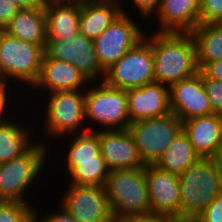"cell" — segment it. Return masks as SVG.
I'll return each mask as SVG.
<instances>
[{
  "mask_svg": "<svg viewBox=\"0 0 222 222\" xmlns=\"http://www.w3.org/2000/svg\"><path fill=\"white\" fill-rule=\"evenodd\" d=\"M145 177L151 212L180 218L181 191L178 176L154 164H146Z\"/></svg>",
  "mask_w": 222,
  "mask_h": 222,
  "instance_id": "cell-13",
  "label": "cell"
},
{
  "mask_svg": "<svg viewBox=\"0 0 222 222\" xmlns=\"http://www.w3.org/2000/svg\"><path fill=\"white\" fill-rule=\"evenodd\" d=\"M104 187L114 221L151 212L145 166L110 171Z\"/></svg>",
  "mask_w": 222,
  "mask_h": 222,
  "instance_id": "cell-4",
  "label": "cell"
},
{
  "mask_svg": "<svg viewBox=\"0 0 222 222\" xmlns=\"http://www.w3.org/2000/svg\"><path fill=\"white\" fill-rule=\"evenodd\" d=\"M32 222H41V220L39 219V217L36 215L33 219Z\"/></svg>",
  "mask_w": 222,
  "mask_h": 222,
  "instance_id": "cell-41",
  "label": "cell"
},
{
  "mask_svg": "<svg viewBox=\"0 0 222 222\" xmlns=\"http://www.w3.org/2000/svg\"><path fill=\"white\" fill-rule=\"evenodd\" d=\"M164 222H183V218L168 217Z\"/></svg>",
  "mask_w": 222,
  "mask_h": 222,
  "instance_id": "cell-40",
  "label": "cell"
},
{
  "mask_svg": "<svg viewBox=\"0 0 222 222\" xmlns=\"http://www.w3.org/2000/svg\"><path fill=\"white\" fill-rule=\"evenodd\" d=\"M71 136V138H70ZM69 146L63 161L97 160L100 153L99 130L68 135Z\"/></svg>",
  "mask_w": 222,
  "mask_h": 222,
  "instance_id": "cell-27",
  "label": "cell"
},
{
  "mask_svg": "<svg viewBox=\"0 0 222 222\" xmlns=\"http://www.w3.org/2000/svg\"><path fill=\"white\" fill-rule=\"evenodd\" d=\"M100 152L110 171L146 166L132 134L126 130H99Z\"/></svg>",
  "mask_w": 222,
  "mask_h": 222,
  "instance_id": "cell-15",
  "label": "cell"
},
{
  "mask_svg": "<svg viewBox=\"0 0 222 222\" xmlns=\"http://www.w3.org/2000/svg\"><path fill=\"white\" fill-rule=\"evenodd\" d=\"M201 0H161L156 11L158 32H191L199 24ZM158 19V20H157Z\"/></svg>",
  "mask_w": 222,
  "mask_h": 222,
  "instance_id": "cell-19",
  "label": "cell"
},
{
  "mask_svg": "<svg viewBox=\"0 0 222 222\" xmlns=\"http://www.w3.org/2000/svg\"><path fill=\"white\" fill-rule=\"evenodd\" d=\"M20 8L45 6L46 0H13Z\"/></svg>",
  "mask_w": 222,
  "mask_h": 222,
  "instance_id": "cell-39",
  "label": "cell"
},
{
  "mask_svg": "<svg viewBox=\"0 0 222 222\" xmlns=\"http://www.w3.org/2000/svg\"><path fill=\"white\" fill-rule=\"evenodd\" d=\"M153 64L152 46L143 38L105 71L104 81L124 90L154 83Z\"/></svg>",
  "mask_w": 222,
  "mask_h": 222,
  "instance_id": "cell-9",
  "label": "cell"
},
{
  "mask_svg": "<svg viewBox=\"0 0 222 222\" xmlns=\"http://www.w3.org/2000/svg\"><path fill=\"white\" fill-rule=\"evenodd\" d=\"M34 204L0 201V222H32L36 216Z\"/></svg>",
  "mask_w": 222,
  "mask_h": 222,
  "instance_id": "cell-28",
  "label": "cell"
},
{
  "mask_svg": "<svg viewBox=\"0 0 222 222\" xmlns=\"http://www.w3.org/2000/svg\"><path fill=\"white\" fill-rule=\"evenodd\" d=\"M69 184L104 186L110 173L101 152L97 160L64 161Z\"/></svg>",
  "mask_w": 222,
  "mask_h": 222,
  "instance_id": "cell-26",
  "label": "cell"
},
{
  "mask_svg": "<svg viewBox=\"0 0 222 222\" xmlns=\"http://www.w3.org/2000/svg\"><path fill=\"white\" fill-rule=\"evenodd\" d=\"M128 116L131 122L160 117L170 113L169 87L151 83L126 90Z\"/></svg>",
  "mask_w": 222,
  "mask_h": 222,
  "instance_id": "cell-17",
  "label": "cell"
},
{
  "mask_svg": "<svg viewBox=\"0 0 222 222\" xmlns=\"http://www.w3.org/2000/svg\"><path fill=\"white\" fill-rule=\"evenodd\" d=\"M170 111L182 122L212 114L200 71L169 88Z\"/></svg>",
  "mask_w": 222,
  "mask_h": 222,
  "instance_id": "cell-14",
  "label": "cell"
},
{
  "mask_svg": "<svg viewBox=\"0 0 222 222\" xmlns=\"http://www.w3.org/2000/svg\"><path fill=\"white\" fill-rule=\"evenodd\" d=\"M44 107V144L87 131L85 122V90L58 91L47 94ZM85 125V126H84ZM84 127V128H83ZM67 134V135H66ZM57 137V138H56ZM47 139V140H45ZM47 141V142H46ZM46 142V143H45Z\"/></svg>",
  "mask_w": 222,
  "mask_h": 222,
  "instance_id": "cell-6",
  "label": "cell"
},
{
  "mask_svg": "<svg viewBox=\"0 0 222 222\" xmlns=\"http://www.w3.org/2000/svg\"><path fill=\"white\" fill-rule=\"evenodd\" d=\"M44 49L0 30V83L15 82L30 89L38 79Z\"/></svg>",
  "mask_w": 222,
  "mask_h": 222,
  "instance_id": "cell-5",
  "label": "cell"
},
{
  "mask_svg": "<svg viewBox=\"0 0 222 222\" xmlns=\"http://www.w3.org/2000/svg\"><path fill=\"white\" fill-rule=\"evenodd\" d=\"M183 222H196L195 220H188L183 218Z\"/></svg>",
  "mask_w": 222,
  "mask_h": 222,
  "instance_id": "cell-42",
  "label": "cell"
},
{
  "mask_svg": "<svg viewBox=\"0 0 222 222\" xmlns=\"http://www.w3.org/2000/svg\"><path fill=\"white\" fill-rule=\"evenodd\" d=\"M57 210L49 212L50 214H45L43 217H41V213L39 214V211L36 210V215L42 222H78L63 206L59 205Z\"/></svg>",
  "mask_w": 222,
  "mask_h": 222,
  "instance_id": "cell-35",
  "label": "cell"
},
{
  "mask_svg": "<svg viewBox=\"0 0 222 222\" xmlns=\"http://www.w3.org/2000/svg\"><path fill=\"white\" fill-rule=\"evenodd\" d=\"M196 45V64L222 59V23L198 24L191 32Z\"/></svg>",
  "mask_w": 222,
  "mask_h": 222,
  "instance_id": "cell-25",
  "label": "cell"
},
{
  "mask_svg": "<svg viewBox=\"0 0 222 222\" xmlns=\"http://www.w3.org/2000/svg\"><path fill=\"white\" fill-rule=\"evenodd\" d=\"M121 13L119 0H81L79 32L94 41Z\"/></svg>",
  "mask_w": 222,
  "mask_h": 222,
  "instance_id": "cell-21",
  "label": "cell"
},
{
  "mask_svg": "<svg viewBox=\"0 0 222 222\" xmlns=\"http://www.w3.org/2000/svg\"><path fill=\"white\" fill-rule=\"evenodd\" d=\"M132 134L145 164H154L182 130V121L172 112L151 119L131 122Z\"/></svg>",
  "mask_w": 222,
  "mask_h": 222,
  "instance_id": "cell-8",
  "label": "cell"
},
{
  "mask_svg": "<svg viewBox=\"0 0 222 222\" xmlns=\"http://www.w3.org/2000/svg\"><path fill=\"white\" fill-rule=\"evenodd\" d=\"M36 141L21 156L1 163L0 201H18L32 204L29 199H25L26 193H28L27 191L30 192L29 189L37 184L40 175L42 178V171L46 173L44 170V168L47 169L45 166L48 164L46 159H51L48 154L50 153L48 145L41 143V140Z\"/></svg>",
  "mask_w": 222,
  "mask_h": 222,
  "instance_id": "cell-2",
  "label": "cell"
},
{
  "mask_svg": "<svg viewBox=\"0 0 222 222\" xmlns=\"http://www.w3.org/2000/svg\"><path fill=\"white\" fill-rule=\"evenodd\" d=\"M85 122L89 126L87 131L128 129L131 121L126 90L112 87L104 80L90 82L85 89ZM94 125L99 129H94Z\"/></svg>",
  "mask_w": 222,
  "mask_h": 222,
  "instance_id": "cell-3",
  "label": "cell"
},
{
  "mask_svg": "<svg viewBox=\"0 0 222 222\" xmlns=\"http://www.w3.org/2000/svg\"><path fill=\"white\" fill-rule=\"evenodd\" d=\"M199 71L203 79L222 81V59L206 63Z\"/></svg>",
  "mask_w": 222,
  "mask_h": 222,
  "instance_id": "cell-36",
  "label": "cell"
},
{
  "mask_svg": "<svg viewBox=\"0 0 222 222\" xmlns=\"http://www.w3.org/2000/svg\"><path fill=\"white\" fill-rule=\"evenodd\" d=\"M16 91L11 88V85L0 83V123L6 121L9 117V115H13L11 113H8V106L11 105L8 103L10 101L11 92ZM10 97V98H9ZM9 98V99H8ZM7 110V111H6ZM7 112V114H6ZM5 115V116H4ZM7 115V116H6Z\"/></svg>",
  "mask_w": 222,
  "mask_h": 222,
  "instance_id": "cell-34",
  "label": "cell"
},
{
  "mask_svg": "<svg viewBox=\"0 0 222 222\" xmlns=\"http://www.w3.org/2000/svg\"><path fill=\"white\" fill-rule=\"evenodd\" d=\"M17 118H8L0 123V163L8 162L21 156L36 141L32 138V130ZM28 127V128H27ZM34 140V141H33Z\"/></svg>",
  "mask_w": 222,
  "mask_h": 222,
  "instance_id": "cell-23",
  "label": "cell"
},
{
  "mask_svg": "<svg viewBox=\"0 0 222 222\" xmlns=\"http://www.w3.org/2000/svg\"><path fill=\"white\" fill-rule=\"evenodd\" d=\"M180 218L194 220L222 191L213 163L199 158L179 176Z\"/></svg>",
  "mask_w": 222,
  "mask_h": 222,
  "instance_id": "cell-7",
  "label": "cell"
},
{
  "mask_svg": "<svg viewBox=\"0 0 222 222\" xmlns=\"http://www.w3.org/2000/svg\"><path fill=\"white\" fill-rule=\"evenodd\" d=\"M44 52L48 57L72 63L89 82L104 80L105 71L98 63L93 40L80 32L68 39L47 41Z\"/></svg>",
  "mask_w": 222,
  "mask_h": 222,
  "instance_id": "cell-12",
  "label": "cell"
},
{
  "mask_svg": "<svg viewBox=\"0 0 222 222\" xmlns=\"http://www.w3.org/2000/svg\"><path fill=\"white\" fill-rule=\"evenodd\" d=\"M167 218L168 217L164 215L150 212L146 214L125 216L114 222H164Z\"/></svg>",
  "mask_w": 222,
  "mask_h": 222,
  "instance_id": "cell-37",
  "label": "cell"
},
{
  "mask_svg": "<svg viewBox=\"0 0 222 222\" xmlns=\"http://www.w3.org/2000/svg\"><path fill=\"white\" fill-rule=\"evenodd\" d=\"M90 82L72 64L48 57L45 53L41 62V69L37 81L30 88L34 92L45 93L71 90H85ZM43 88V89H42Z\"/></svg>",
  "mask_w": 222,
  "mask_h": 222,
  "instance_id": "cell-16",
  "label": "cell"
},
{
  "mask_svg": "<svg viewBox=\"0 0 222 222\" xmlns=\"http://www.w3.org/2000/svg\"><path fill=\"white\" fill-rule=\"evenodd\" d=\"M208 158L213 163L222 190V143Z\"/></svg>",
  "mask_w": 222,
  "mask_h": 222,
  "instance_id": "cell-38",
  "label": "cell"
},
{
  "mask_svg": "<svg viewBox=\"0 0 222 222\" xmlns=\"http://www.w3.org/2000/svg\"><path fill=\"white\" fill-rule=\"evenodd\" d=\"M222 23V0H201L199 24Z\"/></svg>",
  "mask_w": 222,
  "mask_h": 222,
  "instance_id": "cell-29",
  "label": "cell"
},
{
  "mask_svg": "<svg viewBox=\"0 0 222 222\" xmlns=\"http://www.w3.org/2000/svg\"><path fill=\"white\" fill-rule=\"evenodd\" d=\"M145 33L151 44L155 83L169 88L180 80L197 73L196 45L190 32Z\"/></svg>",
  "mask_w": 222,
  "mask_h": 222,
  "instance_id": "cell-1",
  "label": "cell"
},
{
  "mask_svg": "<svg viewBox=\"0 0 222 222\" xmlns=\"http://www.w3.org/2000/svg\"><path fill=\"white\" fill-rule=\"evenodd\" d=\"M4 31L23 41L45 48L47 43L45 6L20 8Z\"/></svg>",
  "mask_w": 222,
  "mask_h": 222,
  "instance_id": "cell-22",
  "label": "cell"
},
{
  "mask_svg": "<svg viewBox=\"0 0 222 222\" xmlns=\"http://www.w3.org/2000/svg\"><path fill=\"white\" fill-rule=\"evenodd\" d=\"M194 151L208 158L222 143V115L212 113L182 122Z\"/></svg>",
  "mask_w": 222,
  "mask_h": 222,
  "instance_id": "cell-20",
  "label": "cell"
},
{
  "mask_svg": "<svg viewBox=\"0 0 222 222\" xmlns=\"http://www.w3.org/2000/svg\"><path fill=\"white\" fill-rule=\"evenodd\" d=\"M19 9L13 0H0V30H4Z\"/></svg>",
  "mask_w": 222,
  "mask_h": 222,
  "instance_id": "cell-33",
  "label": "cell"
},
{
  "mask_svg": "<svg viewBox=\"0 0 222 222\" xmlns=\"http://www.w3.org/2000/svg\"><path fill=\"white\" fill-rule=\"evenodd\" d=\"M129 14L121 13L94 41L93 46L100 67L106 71L128 50L144 38L142 24ZM141 25V26H140Z\"/></svg>",
  "mask_w": 222,
  "mask_h": 222,
  "instance_id": "cell-10",
  "label": "cell"
},
{
  "mask_svg": "<svg viewBox=\"0 0 222 222\" xmlns=\"http://www.w3.org/2000/svg\"><path fill=\"white\" fill-rule=\"evenodd\" d=\"M203 84L212 107V113L222 115V81L203 79Z\"/></svg>",
  "mask_w": 222,
  "mask_h": 222,
  "instance_id": "cell-30",
  "label": "cell"
},
{
  "mask_svg": "<svg viewBox=\"0 0 222 222\" xmlns=\"http://www.w3.org/2000/svg\"><path fill=\"white\" fill-rule=\"evenodd\" d=\"M194 220L196 222H222V191Z\"/></svg>",
  "mask_w": 222,
  "mask_h": 222,
  "instance_id": "cell-31",
  "label": "cell"
},
{
  "mask_svg": "<svg viewBox=\"0 0 222 222\" xmlns=\"http://www.w3.org/2000/svg\"><path fill=\"white\" fill-rule=\"evenodd\" d=\"M63 206L78 222H114L104 186L67 184Z\"/></svg>",
  "mask_w": 222,
  "mask_h": 222,
  "instance_id": "cell-11",
  "label": "cell"
},
{
  "mask_svg": "<svg viewBox=\"0 0 222 222\" xmlns=\"http://www.w3.org/2000/svg\"><path fill=\"white\" fill-rule=\"evenodd\" d=\"M81 0H46L47 41L68 39L79 32Z\"/></svg>",
  "mask_w": 222,
  "mask_h": 222,
  "instance_id": "cell-18",
  "label": "cell"
},
{
  "mask_svg": "<svg viewBox=\"0 0 222 222\" xmlns=\"http://www.w3.org/2000/svg\"><path fill=\"white\" fill-rule=\"evenodd\" d=\"M199 158L201 157L194 151L188 135L182 129L154 165L179 176Z\"/></svg>",
  "mask_w": 222,
  "mask_h": 222,
  "instance_id": "cell-24",
  "label": "cell"
},
{
  "mask_svg": "<svg viewBox=\"0 0 222 222\" xmlns=\"http://www.w3.org/2000/svg\"><path fill=\"white\" fill-rule=\"evenodd\" d=\"M126 1V0H125ZM132 4H134L133 9L136 8L135 10L140 14L138 17L141 19H145V21H147L146 19L149 20V18H153L152 15L156 13V11L159 8L160 5V1L161 0H130ZM120 5H121V9H122V13L128 14L129 13V8L128 9H124L125 7L122 4V0H119ZM128 10V11H127Z\"/></svg>",
  "mask_w": 222,
  "mask_h": 222,
  "instance_id": "cell-32",
  "label": "cell"
}]
</instances>
